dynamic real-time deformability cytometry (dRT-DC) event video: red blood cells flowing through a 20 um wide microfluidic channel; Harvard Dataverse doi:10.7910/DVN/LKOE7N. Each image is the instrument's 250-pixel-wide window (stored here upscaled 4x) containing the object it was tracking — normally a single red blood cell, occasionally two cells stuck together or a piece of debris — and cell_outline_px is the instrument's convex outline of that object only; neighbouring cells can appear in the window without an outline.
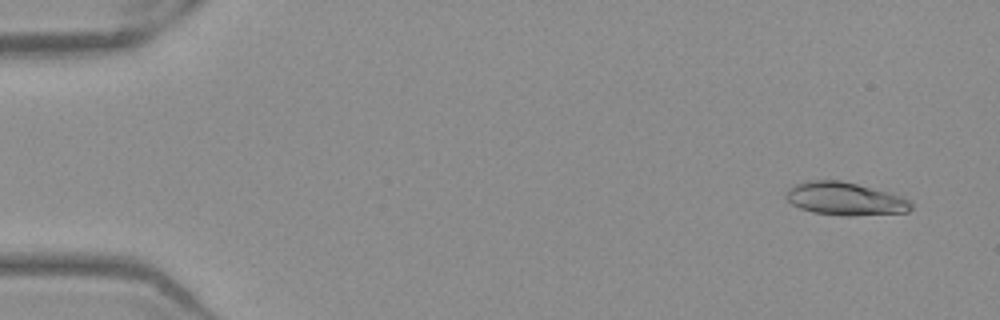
{"species": "Egyptian fruit bat (a non-hibernating species)", "species_latin": "Rousettus aegyptiacus", "temperature_condition": "warm", "stored_images_in_passage": 52, "camera_frame_rate_fps": 3000, "um_per_image_px": 0.085, "frame": {"image": 1, "passage_image": 3, "time_ms": 0.667, "image_size_px": [1000, 320], "cell_outline_px": [[912, 208], [908, 212], [852, 216], [840, 216], [812, 212], [800, 208], [792, 204], [784, 196], [788, 188], [804, 180], [840, 180], [892, 192], [904, 196], [912, 204]], "centroid_in_image_um": [71.84, 16.89], "position_along_channel_um": 13.2, "area_um2": 24.45}}
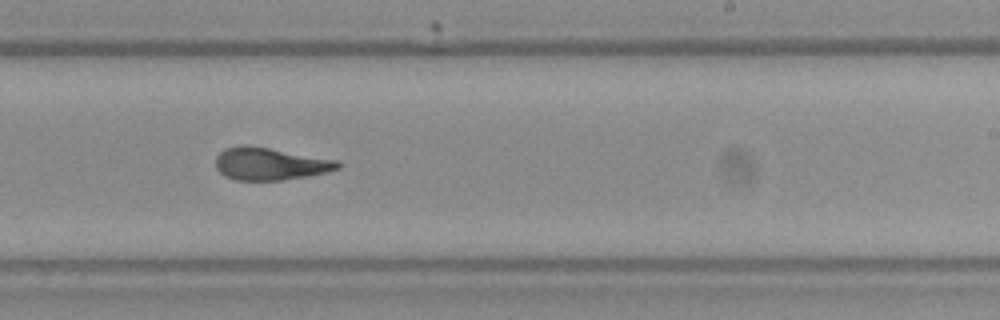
{"frame": {"image": 2, "passage_image": 32, "time_ms": 10.333, "image_size_px": [1000, 320], "cell_outline_px": [[340, 168], [328, 172], [308, 176], [280, 180], [236, 180], [224, 176], [216, 168], [216, 156], [224, 148], [240, 144], [248, 144], [340, 160]], "centroid_in_image_um": [22.96, 13.91], "position_along_channel_um": 266.0, "area_um2": 23.47}}
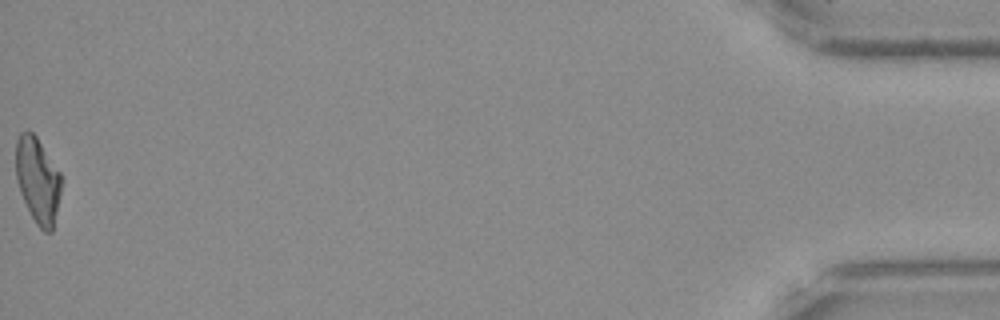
{"frame": {"image": 3, "passage_image": 52, "time_ms": 17.0, "image_size_px": [1000, 320], "cell_outline_px": [[60, 192], [52, 232], [44, 232], [36, 224], [20, 192], [16, 180], [16, 140], [20, 132], [28, 128], [36, 136], [60, 172]], "centroid_in_image_um": [3.18, 15.28], "position_along_channel_um": 432.0, "area_um2": 22.48}, "authors_computed_cell_mechanics": {"area_um2": 23.2356, "velocity_mm_per_s": 3.9418, "shape_relaxation_time_tau1_ms": null, "shape_relaxation_time_tau2_ms": 1.9203, "deformation_change_tau1": null, "deformation_change_tau2": 0.0901}}